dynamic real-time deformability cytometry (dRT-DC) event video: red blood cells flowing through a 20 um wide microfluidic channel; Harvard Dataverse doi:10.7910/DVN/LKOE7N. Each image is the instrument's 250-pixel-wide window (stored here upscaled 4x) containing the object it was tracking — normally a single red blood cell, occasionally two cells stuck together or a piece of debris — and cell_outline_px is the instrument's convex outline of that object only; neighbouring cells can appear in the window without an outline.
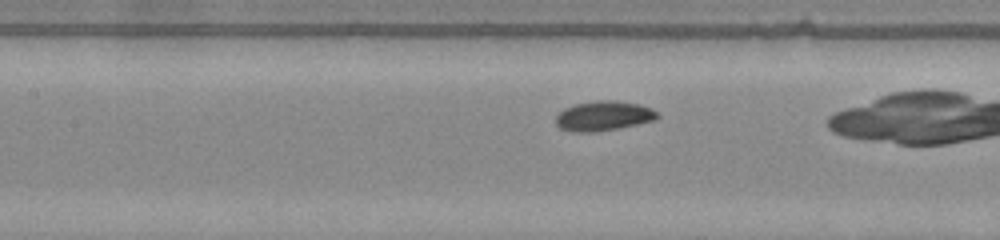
{"species": "common noctule bat (a hibernating species)", "species_latin": "Nyctalus noctula", "temperature_condition": "warm", "stored_images_in_passage": 23, "camera_frame_rate_fps": 3000, "um_per_image_px": 0.085, "animal": {"sex": "male", "body_mass_g": 20.0, "forearm_length_mm": 53.3}, "frame": {"image": 1, "passage_image": 12, "time_ms": 3.667, "image_size_px": [1000, 240], "cell_outline_px": [[660, 116], [656, 120], [620, 128], [596, 132], [572, 132], [560, 128], [556, 124], [556, 116], [564, 108], [576, 104], [596, 100], [616, 100], [640, 104], [652, 108]], "centroid_in_image_um": [51.32, 9.85], "position_along_channel_um": 156.1, "area_um2": 17.8}}
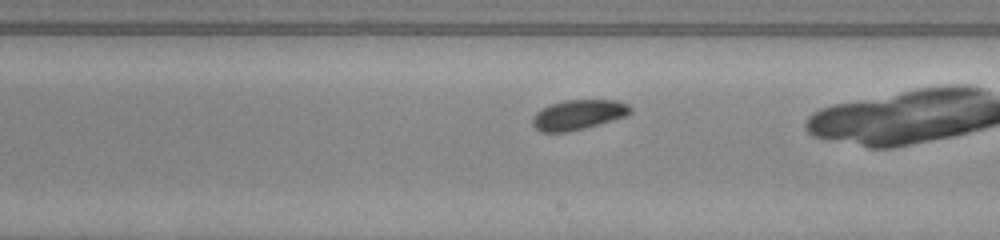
{"frame": {"image": 2, "passage_image": 18, "time_ms": 5.667, "image_size_px": [1000, 240], "cell_outline_px": [[632, 112], [624, 116], [612, 120], [584, 128], [568, 132], [540, 132], [532, 124], [532, 120], [536, 112], [552, 104], [564, 100], [616, 100], [628, 104], [632, 108]], "centroid_in_image_um": [49.16, 9.75], "position_along_channel_um": 239.8, "area_um2": 16.88}}
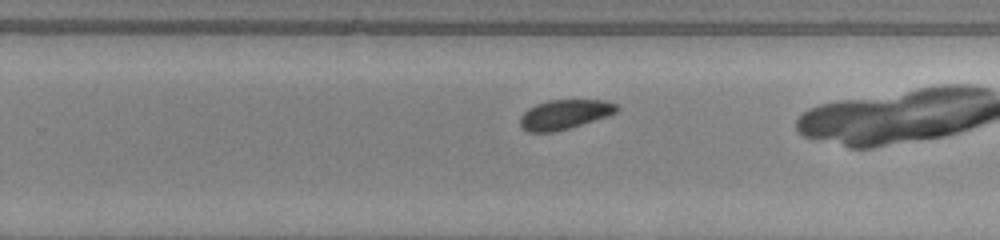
{"frame": {"image": 3, "passage_image": 21, "time_ms": 6.667, "image_size_px": [1000, 240], "cell_outline_px": [[620, 108], [616, 112], [608, 116], [568, 128], [552, 132], [528, 132], [520, 124], [520, 116], [528, 108], [536, 104], [548, 100], [604, 100], [616, 104]], "centroid_in_image_um": [47.99, 9.71], "position_along_channel_um": 281.8, "area_um2": 16.53}}